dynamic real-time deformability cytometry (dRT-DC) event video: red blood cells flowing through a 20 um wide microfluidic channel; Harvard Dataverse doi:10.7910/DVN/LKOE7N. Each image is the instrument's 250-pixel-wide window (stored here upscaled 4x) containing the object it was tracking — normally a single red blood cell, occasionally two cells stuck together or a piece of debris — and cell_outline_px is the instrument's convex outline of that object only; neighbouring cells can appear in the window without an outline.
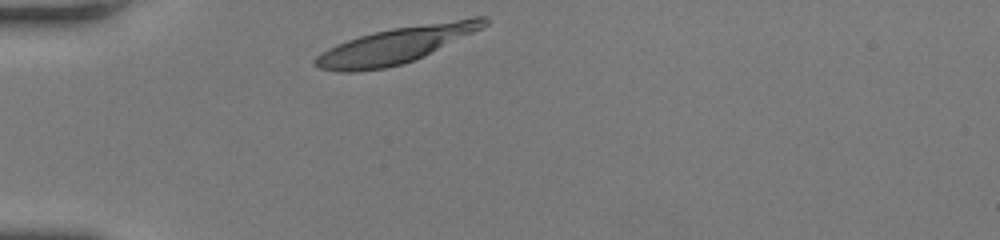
{"species": "human", "species_latin": "Homo sapiens", "temperature_condition": "room temperature", "stored_images_in_passage": 30, "camera_frame_rate_fps": 3000, "um_per_image_px": 0.085, "donor": {"sex": "female"}, "frame": {"image": 1, "passage_image": 1, "time_ms": 0.0, "image_size_px": [1000, 240], "cell_outline_px": [[488, 24], [424, 56], [404, 64], [384, 68], [356, 72], [340, 72], [320, 68], [312, 64], [312, 60], [320, 52], [336, 44], [360, 36], [392, 28], [472, 16], [488, 16]], "centroid_in_image_um": [33.62, 3.84], "position_along_channel_um": 51.4, "area_um2": 35.43}}
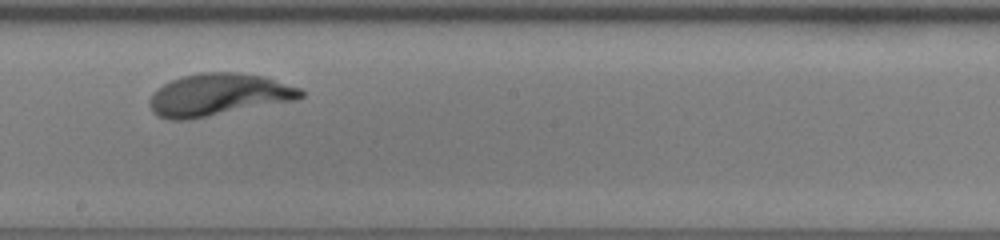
{"frame": {"image": 2, "passage_image": 17, "time_ms": 5.333, "image_size_px": [1000, 240], "cell_outline_px": [[304, 96], [296, 100], [188, 120], [168, 120], [156, 116], [152, 112], [148, 104], [148, 100], [164, 84], [172, 80], [184, 76], [200, 72], [240, 72], [264, 76], [300, 88], [304, 92]], "centroid_in_image_um": [18.57, 8.06], "position_along_channel_um": 229.6, "area_um2": 37.22}}
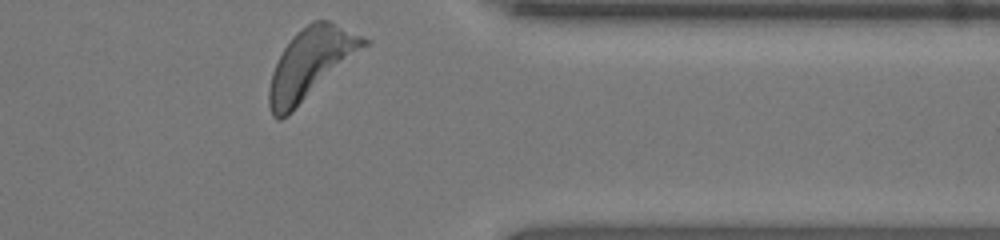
{"frame": {"image": 3, "passage_image": 30, "time_ms": 9.667, "image_size_px": [1000, 240], "cell_outline_px": [[372, 44], [288, 116], [280, 120], [276, 120], [272, 116], [268, 104], [268, 88], [272, 72], [284, 48], [292, 36], [296, 32], [312, 20], [328, 20], [364, 36], [372, 40]], "centroid_in_image_um": [26.46, 5.42], "position_along_channel_um": 384.9, "area_um2": 39.71}, "authors_computed_cell_mechanics": {"area_um2": 36.414, "velocity_mm_per_s": 3.7563, "shape_relaxation_time_tau1_ms": 3.2572, "shape_relaxation_time_tau2_ms": null, "deformation_change_tau1": 0.2031, "deformation_change_tau2": null}}